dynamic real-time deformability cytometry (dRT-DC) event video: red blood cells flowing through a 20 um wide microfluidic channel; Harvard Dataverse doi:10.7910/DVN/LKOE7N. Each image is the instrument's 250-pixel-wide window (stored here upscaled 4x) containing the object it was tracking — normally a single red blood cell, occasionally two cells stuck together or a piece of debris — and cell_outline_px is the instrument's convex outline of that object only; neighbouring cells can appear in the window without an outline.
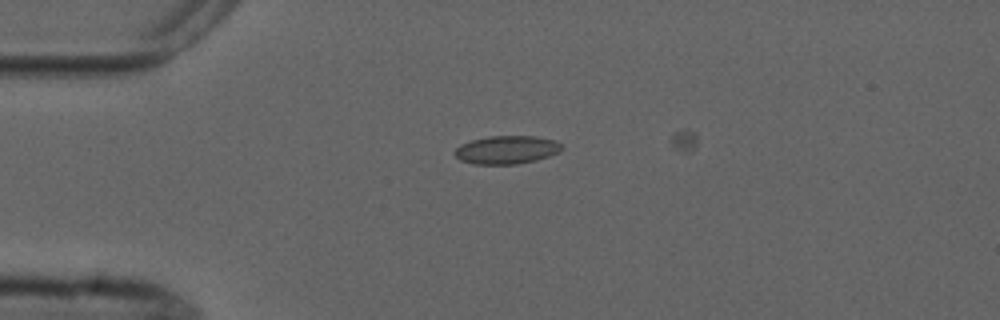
{"species": "common noctule bat (a hibernating species)", "species_latin": "Nyctalus noctula", "temperature_condition": "cold", "stored_images_in_passage": 4, "camera_frame_rate_fps": 3000, "um_per_image_px": 0.085, "animal": {"sex": "male", "forearm_length_mm": 52.5}, "frame": {"image": 1, "passage_image": 1, "time_ms": 0.0, "image_size_px": [1000, 320], "cell_outline_px": [[564, 148], [560, 152], [536, 160], [516, 164], [472, 164], [460, 160], [452, 152], [460, 144], [472, 140], [488, 136], [536, 136], [556, 140], [564, 144]], "centroid_in_image_um": [43.09, 12.73], "position_along_channel_um": 41.9, "area_um2": 17.86}}
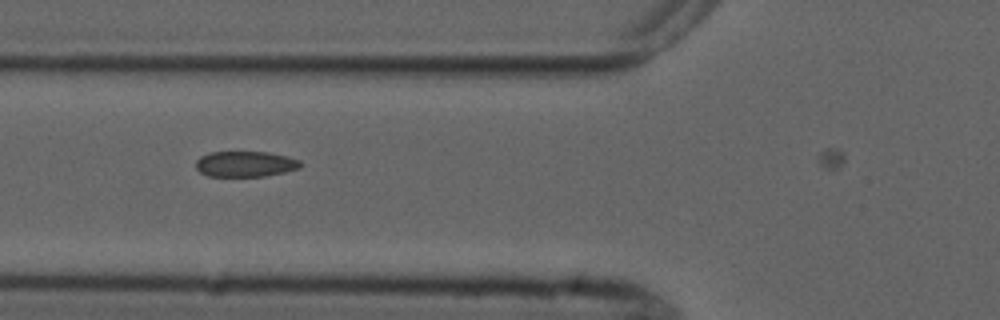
{"frame": {"image": 2, "passage_image": 3, "time_ms": 2.333, "image_size_px": [1000, 320], "cell_outline_px": [[304, 164], [300, 168], [284, 172], [264, 176], [208, 176], [200, 172], [196, 168], [196, 160], [200, 156], [208, 152], [268, 152], [288, 156], [300, 160]], "centroid_in_image_um": [20.87, 13.93], "position_along_channel_um": 104.9, "area_um2": 15.78}}